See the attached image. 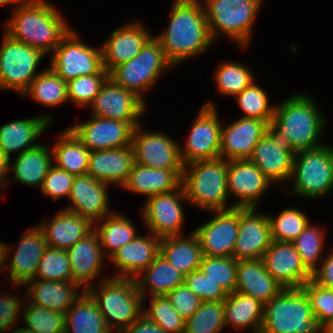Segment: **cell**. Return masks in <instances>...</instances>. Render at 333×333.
<instances>
[{
	"label": "cell",
	"mask_w": 333,
	"mask_h": 333,
	"mask_svg": "<svg viewBox=\"0 0 333 333\" xmlns=\"http://www.w3.org/2000/svg\"><path fill=\"white\" fill-rule=\"evenodd\" d=\"M301 288L309 299L314 317L329 332L333 328V289L320 286L312 279Z\"/></svg>",
	"instance_id": "51"
},
{
	"label": "cell",
	"mask_w": 333,
	"mask_h": 333,
	"mask_svg": "<svg viewBox=\"0 0 333 333\" xmlns=\"http://www.w3.org/2000/svg\"><path fill=\"white\" fill-rule=\"evenodd\" d=\"M289 193L301 198L319 199L333 191V146L325 143L295 153Z\"/></svg>",
	"instance_id": "8"
},
{
	"label": "cell",
	"mask_w": 333,
	"mask_h": 333,
	"mask_svg": "<svg viewBox=\"0 0 333 333\" xmlns=\"http://www.w3.org/2000/svg\"><path fill=\"white\" fill-rule=\"evenodd\" d=\"M172 67L159 41L152 36L133 59L115 67L109 77L116 84L133 92L147 105L144 93Z\"/></svg>",
	"instance_id": "9"
},
{
	"label": "cell",
	"mask_w": 333,
	"mask_h": 333,
	"mask_svg": "<svg viewBox=\"0 0 333 333\" xmlns=\"http://www.w3.org/2000/svg\"><path fill=\"white\" fill-rule=\"evenodd\" d=\"M24 287H26L25 294L31 304L57 311L62 314H65L85 291L82 290L83 288L80 285L72 281L32 279L28 281Z\"/></svg>",
	"instance_id": "31"
},
{
	"label": "cell",
	"mask_w": 333,
	"mask_h": 333,
	"mask_svg": "<svg viewBox=\"0 0 333 333\" xmlns=\"http://www.w3.org/2000/svg\"><path fill=\"white\" fill-rule=\"evenodd\" d=\"M225 303V324L253 333H260L263 323L264 304L250 295L233 292L228 294Z\"/></svg>",
	"instance_id": "37"
},
{
	"label": "cell",
	"mask_w": 333,
	"mask_h": 333,
	"mask_svg": "<svg viewBox=\"0 0 333 333\" xmlns=\"http://www.w3.org/2000/svg\"><path fill=\"white\" fill-rule=\"evenodd\" d=\"M150 301V307L143 309L144 316L155 322L167 333L185 331L186 320L175 310L166 295L151 296Z\"/></svg>",
	"instance_id": "49"
},
{
	"label": "cell",
	"mask_w": 333,
	"mask_h": 333,
	"mask_svg": "<svg viewBox=\"0 0 333 333\" xmlns=\"http://www.w3.org/2000/svg\"><path fill=\"white\" fill-rule=\"evenodd\" d=\"M24 0H0V6H7V5H15L18 6L20 5Z\"/></svg>",
	"instance_id": "61"
},
{
	"label": "cell",
	"mask_w": 333,
	"mask_h": 333,
	"mask_svg": "<svg viewBox=\"0 0 333 333\" xmlns=\"http://www.w3.org/2000/svg\"><path fill=\"white\" fill-rule=\"evenodd\" d=\"M268 123L253 118H239L221 129L220 158L227 161L249 159L254 147L267 132Z\"/></svg>",
	"instance_id": "23"
},
{
	"label": "cell",
	"mask_w": 333,
	"mask_h": 333,
	"mask_svg": "<svg viewBox=\"0 0 333 333\" xmlns=\"http://www.w3.org/2000/svg\"><path fill=\"white\" fill-rule=\"evenodd\" d=\"M72 272V282L80 285L83 290L93 286L94 280L101 277L105 255L99 235L93 230L86 237L77 241L66 250Z\"/></svg>",
	"instance_id": "24"
},
{
	"label": "cell",
	"mask_w": 333,
	"mask_h": 333,
	"mask_svg": "<svg viewBox=\"0 0 333 333\" xmlns=\"http://www.w3.org/2000/svg\"><path fill=\"white\" fill-rule=\"evenodd\" d=\"M50 55L49 67L66 82L82 75L109 74L103 67L101 45L83 42L73 28Z\"/></svg>",
	"instance_id": "11"
},
{
	"label": "cell",
	"mask_w": 333,
	"mask_h": 333,
	"mask_svg": "<svg viewBox=\"0 0 333 333\" xmlns=\"http://www.w3.org/2000/svg\"><path fill=\"white\" fill-rule=\"evenodd\" d=\"M99 287L93 285L86 291L96 301L109 329L121 333L142 314V294L134 278L101 277Z\"/></svg>",
	"instance_id": "5"
},
{
	"label": "cell",
	"mask_w": 333,
	"mask_h": 333,
	"mask_svg": "<svg viewBox=\"0 0 333 333\" xmlns=\"http://www.w3.org/2000/svg\"><path fill=\"white\" fill-rule=\"evenodd\" d=\"M215 102L207 101L194 119L184 146L180 144L183 165L220 157L222 123Z\"/></svg>",
	"instance_id": "12"
},
{
	"label": "cell",
	"mask_w": 333,
	"mask_h": 333,
	"mask_svg": "<svg viewBox=\"0 0 333 333\" xmlns=\"http://www.w3.org/2000/svg\"><path fill=\"white\" fill-rule=\"evenodd\" d=\"M305 93H295L276 104L273 120L267 126V132L275 140L282 141L295 152L325 144L321 136L327 123L326 117L315 99Z\"/></svg>",
	"instance_id": "1"
},
{
	"label": "cell",
	"mask_w": 333,
	"mask_h": 333,
	"mask_svg": "<svg viewBox=\"0 0 333 333\" xmlns=\"http://www.w3.org/2000/svg\"><path fill=\"white\" fill-rule=\"evenodd\" d=\"M56 138L52 146L54 165L74 176L87 174L90 151L69 128Z\"/></svg>",
	"instance_id": "39"
},
{
	"label": "cell",
	"mask_w": 333,
	"mask_h": 333,
	"mask_svg": "<svg viewBox=\"0 0 333 333\" xmlns=\"http://www.w3.org/2000/svg\"><path fill=\"white\" fill-rule=\"evenodd\" d=\"M75 176L65 170L57 168L54 164L49 168V171L44 178L41 193L45 196H50L54 201L69 197Z\"/></svg>",
	"instance_id": "54"
},
{
	"label": "cell",
	"mask_w": 333,
	"mask_h": 333,
	"mask_svg": "<svg viewBox=\"0 0 333 333\" xmlns=\"http://www.w3.org/2000/svg\"><path fill=\"white\" fill-rule=\"evenodd\" d=\"M109 74L82 75L67 82L68 100L78 107L90 106Z\"/></svg>",
	"instance_id": "52"
},
{
	"label": "cell",
	"mask_w": 333,
	"mask_h": 333,
	"mask_svg": "<svg viewBox=\"0 0 333 333\" xmlns=\"http://www.w3.org/2000/svg\"><path fill=\"white\" fill-rule=\"evenodd\" d=\"M135 163L132 145L90 152L87 174L108 185L122 187Z\"/></svg>",
	"instance_id": "28"
},
{
	"label": "cell",
	"mask_w": 333,
	"mask_h": 333,
	"mask_svg": "<svg viewBox=\"0 0 333 333\" xmlns=\"http://www.w3.org/2000/svg\"><path fill=\"white\" fill-rule=\"evenodd\" d=\"M139 124L134 128L131 145L135 162L143 166L164 170H183L180 157V142L170 135L144 131Z\"/></svg>",
	"instance_id": "14"
},
{
	"label": "cell",
	"mask_w": 333,
	"mask_h": 333,
	"mask_svg": "<svg viewBox=\"0 0 333 333\" xmlns=\"http://www.w3.org/2000/svg\"><path fill=\"white\" fill-rule=\"evenodd\" d=\"M260 333H326L302 288H284L264 304Z\"/></svg>",
	"instance_id": "6"
},
{
	"label": "cell",
	"mask_w": 333,
	"mask_h": 333,
	"mask_svg": "<svg viewBox=\"0 0 333 333\" xmlns=\"http://www.w3.org/2000/svg\"><path fill=\"white\" fill-rule=\"evenodd\" d=\"M226 328L224 301H204L185 322L186 333H221Z\"/></svg>",
	"instance_id": "43"
},
{
	"label": "cell",
	"mask_w": 333,
	"mask_h": 333,
	"mask_svg": "<svg viewBox=\"0 0 333 333\" xmlns=\"http://www.w3.org/2000/svg\"><path fill=\"white\" fill-rule=\"evenodd\" d=\"M13 251V249L10 248V245L8 246L4 242L0 241V272L3 273V269L8 268V256L11 254L10 252ZM6 267V268H5Z\"/></svg>",
	"instance_id": "60"
},
{
	"label": "cell",
	"mask_w": 333,
	"mask_h": 333,
	"mask_svg": "<svg viewBox=\"0 0 333 333\" xmlns=\"http://www.w3.org/2000/svg\"><path fill=\"white\" fill-rule=\"evenodd\" d=\"M185 276L177 271L161 254L136 278L138 291L143 301L146 296L167 295L184 283ZM148 292V293H147Z\"/></svg>",
	"instance_id": "36"
},
{
	"label": "cell",
	"mask_w": 333,
	"mask_h": 333,
	"mask_svg": "<svg viewBox=\"0 0 333 333\" xmlns=\"http://www.w3.org/2000/svg\"><path fill=\"white\" fill-rule=\"evenodd\" d=\"M28 229L20 238L19 244L9 263V279L12 286H24L34 279L40 259L48 247L45 234L37 225Z\"/></svg>",
	"instance_id": "26"
},
{
	"label": "cell",
	"mask_w": 333,
	"mask_h": 333,
	"mask_svg": "<svg viewBox=\"0 0 333 333\" xmlns=\"http://www.w3.org/2000/svg\"><path fill=\"white\" fill-rule=\"evenodd\" d=\"M13 294L5 291L0 293V333H5L7 330L11 333L13 327L20 322V313L22 314L26 299L19 297V294Z\"/></svg>",
	"instance_id": "55"
},
{
	"label": "cell",
	"mask_w": 333,
	"mask_h": 333,
	"mask_svg": "<svg viewBox=\"0 0 333 333\" xmlns=\"http://www.w3.org/2000/svg\"><path fill=\"white\" fill-rule=\"evenodd\" d=\"M182 174L183 170L156 169L135 162L122 188L150 198L178 189Z\"/></svg>",
	"instance_id": "33"
},
{
	"label": "cell",
	"mask_w": 333,
	"mask_h": 333,
	"mask_svg": "<svg viewBox=\"0 0 333 333\" xmlns=\"http://www.w3.org/2000/svg\"><path fill=\"white\" fill-rule=\"evenodd\" d=\"M167 29L154 36L175 67L188 58L200 56L214 43L202 0H175Z\"/></svg>",
	"instance_id": "2"
},
{
	"label": "cell",
	"mask_w": 333,
	"mask_h": 333,
	"mask_svg": "<svg viewBox=\"0 0 333 333\" xmlns=\"http://www.w3.org/2000/svg\"><path fill=\"white\" fill-rule=\"evenodd\" d=\"M234 97L243 111L242 118L259 119L267 123L273 120L275 105L269 104L266 91L255 80Z\"/></svg>",
	"instance_id": "45"
},
{
	"label": "cell",
	"mask_w": 333,
	"mask_h": 333,
	"mask_svg": "<svg viewBox=\"0 0 333 333\" xmlns=\"http://www.w3.org/2000/svg\"><path fill=\"white\" fill-rule=\"evenodd\" d=\"M0 46V90L22 95L39 73L37 68L46 57L40 50L14 40L5 32Z\"/></svg>",
	"instance_id": "10"
},
{
	"label": "cell",
	"mask_w": 333,
	"mask_h": 333,
	"mask_svg": "<svg viewBox=\"0 0 333 333\" xmlns=\"http://www.w3.org/2000/svg\"><path fill=\"white\" fill-rule=\"evenodd\" d=\"M228 161L223 158L198 160L184 165L182 183L188 204L203 211H226Z\"/></svg>",
	"instance_id": "4"
},
{
	"label": "cell",
	"mask_w": 333,
	"mask_h": 333,
	"mask_svg": "<svg viewBox=\"0 0 333 333\" xmlns=\"http://www.w3.org/2000/svg\"><path fill=\"white\" fill-rule=\"evenodd\" d=\"M11 333H36V332L27 330L26 328H24L22 326H20V327L16 326Z\"/></svg>",
	"instance_id": "62"
},
{
	"label": "cell",
	"mask_w": 333,
	"mask_h": 333,
	"mask_svg": "<svg viewBox=\"0 0 333 333\" xmlns=\"http://www.w3.org/2000/svg\"><path fill=\"white\" fill-rule=\"evenodd\" d=\"M184 284L193 291L202 302L225 301L228 293L217 283L208 278L200 269L185 276Z\"/></svg>",
	"instance_id": "53"
},
{
	"label": "cell",
	"mask_w": 333,
	"mask_h": 333,
	"mask_svg": "<svg viewBox=\"0 0 333 333\" xmlns=\"http://www.w3.org/2000/svg\"><path fill=\"white\" fill-rule=\"evenodd\" d=\"M272 241L292 242L307 227L310 220L306 213L298 208H286L277 216L268 214Z\"/></svg>",
	"instance_id": "46"
},
{
	"label": "cell",
	"mask_w": 333,
	"mask_h": 333,
	"mask_svg": "<svg viewBox=\"0 0 333 333\" xmlns=\"http://www.w3.org/2000/svg\"><path fill=\"white\" fill-rule=\"evenodd\" d=\"M89 174L75 176L69 194L71 205L64 209L87 217L93 223L113 213L110 208L108 188Z\"/></svg>",
	"instance_id": "22"
},
{
	"label": "cell",
	"mask_w": 333,
	"mask_h": 333,
	"mask_svg": "<svg viewBox=\"0 0 333 333\" xmlns=\"http://www.w3.org/2000/svg\"><path fill=\"white\" fill-rule=\"evenodd\" d=\"M92 116L120 121H141L147 105L133 92L116 84L110 77L89 106Z\"/></svg>",
	"instance_id": "19"
},
{
	"label": "cell",
	"mask_w": 333,
	"mask_h": 333,
	"mask_svg": "<svg viewBox=\"0 0 333 333\" xmlns=\"http://www.w3.org/2000/svg\"><path fill=\"white\" fill-rule=\"evenodd\" d=\"M209 213L212 214V219L193 230L198 237L203 255L233 257L239 231V208Z\"/></svg>",
	"instance_id": "16"
},
{
	"label": "cell",
	"mask_w": 333,
	"mask_h": 333,
	"mask_svg": "<svg viewBox=\"0 0 333 333\" xmlns=\"http://www.w3.org/2000/svg\"><path fill=\"white\" fill-rule=\"evenodd\" d=\"M144 26L142 21L126 23L112 31L101 45L103 67L108 73L133 59L153 36Z\"/></svg>",
	"instance_id": "21"
},
{
	"label": "cell",
	"mask_w": 333,
	"mask_h": 333,
	"mask_svg": "<svg viewBox=\"0 0 333 333\" xmlns=\"http://www.w3.org/2000/svg\"><path fill=\"white\" fill-rule=\"evenodd\" d=\"M262 260L267 272L285 288H301L312 279L292 242L272 241Z\"/></svg>",
	"instance_id": "20"
},
{
	"label": "cell",
	"mask_w": 333,
	"mask_h": 333,
	"mask_svg": "<svg viewBox=\"0 0 333 333\" xmlns=\"http://www.w3.org/2000/svg\"><path fill=\"white\" fill-rule=\"evenodd\" d=\"M263 0H203L210 35L215 42L221 34L247 48Z\"/></svg>",
	"instance_id": "7"
},
{
	"label": "cell",
	"mask_w": 333,
	"mask_h": 333,
	"mask_svg": "<svg viewBox=\"0 0 333 333\" xmlns=\"http://www.w3.org/2000/svg\"><path fill=\"white\" fill-rule=\"evenodd\" d=\"M65 333H113L96 301L85 290L64 314Z\"/></svg>",
	"instance_id": "38"
},
{
	"label": "cell",
	"mask_w": 333,
	"mask_h": 333,
	"mask_svg": "<svg viewBox=\"0 0 333 333\" xmlns=\"http://www.w3.org/2000/svg\"><path fill=\"white\" fill-rule=\"evenodd\" d=\"M142 235L138 234L109 258L118 270L111 277L135 279L160 254L161 238L150 232Z\"/></svg>",
	"instance_id": "27"
},
{
	"label": "cell",
	"mask_w": 333,
	"mask_h": 333,
	"mask_svg": "<svg viewBox=\"0 0 333 333\" xmlns=\"http://www.w3.org/2000/svg\"><path fill=\"white\" fill-rule=\"evenodd\" d=\"M22 326L36 333H65L64 314L31 304L27 297L22 310Z\"/></svg>",
	"instance_id": "47"
},
{
	"label": "cell",
	"mask_w": 333,
	"mask_h": 333,
	"mask_svg": "<svg viewBox=\"0 0 333 333\" xmlns=\"http://www.w3.org/2000/svg\"><path fill=\"white\" fill-rule=\"evenodd\" d=\"M14 162L9 163V172H13V178L8 179V185L13 181L30 187L41 189L44 178L49 168L53 165V153L51 147L45 144L23 151L16 155ZM11 180V182H10Z\"/></svg>",
	"instance_id": "34"
},
{
	"label": "cell",
	"mask_w": 333,
	"mask_h": 333,
	"mask_svg": "<svg viewBox=\"0 0 333 333\" xmlns=\"http://www.w3.org/2000/svg\"><path fill=\"white\" fill-rule=\"evenodd\" d=\"M325 232L323 228L311 222L304 231L294 240L292 244L301 257L305 267L313 273L323 260V248L325 247Z\"/></svg>",
	"instance_id": "44"
},
{
	"label": "cell",
	"mask_w": 333,
	"mask_h": 333,
	"mask_svg": "<svg viewBox=\"0 0 333 333\" xmlns=\"http://www.w3.org/2000/svg\"><path fill=\"white\" fill-rule=\"evenodd\" d=\"M38 226L45 234L49 247L63 250L69 249L94 230V223L87 217L64 208L52 220L44 219Z\"/></svg>",
	"instance_id": "29"
},
{
	"label": "cell",
	"mask_w": 333,
	"mask_h": 333,
	"mask_svg": "<svg viewBox=\"0 0 333 333\" xmlns=\"http://www.w3.org/2000/svg\"><path fill=\"white\" fill-rule=\"evenodd\" d=\"M10 159L0 150V187H8Z\"/></svg>",
	"instance_id": "59"
},
{
	"label": "cell",
	"mask_w": 333,
	"mask_h": 333,
	"mask_svg": "<svg viewBox=\"0 0 333 333\" xmlns=\"http://www.w3.org/2000/svg\"><path fill=\"white\" fill-rule=\"evenodd\" d=\"M36 280L72 281V272L66 250L47 247L39 261Z\"/></svg>",
	"instance_id": "48"
},
{
	"label": "cell",
	"mask_w": 333,
	"mask_h": 333,
	"mask_svg": "<svg viewBox=\"0 0 333 333\" xmlns=\"http://www.w3.org/2000/svg\"><path fill=\"white\" fill-rule=\"evenodd\" d=\"M273 184L249 159L230 160L227 169V192L238 200L234 208H258L259 201Z\"/></svg>",
	"instance_id": "17"
},
{
	"label": "cell",
	"mask_w": 333,
	"mask_h": 333,
	"mask_svg": "<svg viewBox=\"0 0 333 333\" xmlns=\"http://www.w3.org/2000/svg\"><path fill=\"white\" fill-rule=\"evenodd\" d=\"M199 269L228 294L235 292L237 261L233 257H209L204 255Z\"/></svg>",
	"instance_id": "50"
},
{
	"label": "cell",
	"mask_w": 333,
	"mask_h": 333,
	"mask_svg": "<svg viewBox=\"0 0 333 333\" xmlns=\"http://www.w3.org/2000/svg\"><path fill=\"white\" fill-rule=\"evenodd\" d=\"M320 266L312 273V280L328 289H333V252L327 254Z\"/></svg>",
	"instance_id": "57"
},
{
	"label": "cell",
	"mask_w": 333,
	"mask_h": 333,
	"mask_svg": "<svg viewBox=\"0 0 333 333\" xmlns=\"http://www.w3.org/2000/svg\"><path fill=\"white\" fill-rule=\"evenodd\" d=\"M54 115L17 119L0 126V150L10 159L11 154H21L38 144L35 142L51 125Z\"/></svg>",
	"instance_id": "30"
},
{
	"label": "cell",
	"mask_w": 333,
	"mask_h": 333,
	"mask_svg": "<svg viewBox=\"0 0 333 333\" xmlns=\"http://www.w3.org/2000/svg\"><path fill=\"white\" fill-rule=\"evenodd\" d=\"M258 208H239V231L233 258L238 261L262 259L272 243L268 214Z\"/></svg>",
	"instance_id": "18"
},
{
	"label": "cell",
	"mask_w": 333,
	"mask_h": 333,
	"mask_svg": "<svg viewBox=\"0 0 333 333\" xmlns=\"http://www.w3.org/2000/svg\"><path fill=\"white\" fill-rule=\"evenodd\" d=\"M160 254L180 273L187 276L199 269L203 252L197 235L167 236L160 240Z\"/></svg>",
	"instance_id": "35"
},
{
	"label": "cell",
	"mask_w": 333,
	"mask_h": 333,
	"mask_svg": "<svg viewBox=\"0 0 333 333\" xmlns=\"http://www.w3.org/2000/svg\"><path fill=\"white\" fill-rule=\"evenodd\" d=\"M121 333H167L155 322L150 321L142 314L136 321L124 329Z\"/></svg>",
	"instance_id": "58"
},
{
	"label": "cell",
	"mask_w": 333,
	"mask_h": 333,
	"mask_svg": "<svg viewBox=\"0 0 333 333\" xmlns=\"http://www.w3.org/2000/svg\"><path fill=\"white\" fill-rule=\"evenodd\" d=\"M136 228L131 219L117 211L95 222L94 230L99 235L105 257L109 259L123 245L135 239L138 236Z\"/></svg>",
	"instance_id": "40"
},
{
	"label": "cell",
	"mask_w": 333,
	"mask_h": 333,
	"mask_svg": "<svg viewBox=\"0 0 333 333\" xmlns=\"http://www.w3.org/2000/svg\"><path fill=\"white\" fill-rule=\"evenodd\" d=\"M295 151L290 150L282 141L275 140L268 132L254 147L249 158L272 184H283L293 171Z\"/></svg>",
	"instance_id": "25"
},
{
	"label": "cell",
	"mask_w": 333,
	"mask_h": 333,
	"mask_svg": "<svg viewBox=\"0 0 333 333\" xmlns=\"http://www.w3.org/2000/svg\"><path fill=\"white\" fill-rule=\"evenodd\" d=\"M284 288L267 272L262 259L237 262L235 291L250 295L266 304Z\"/></svg>",
	"instance_id": "32"
},
{
	"label": "cell",
	"mask_w": 333,
	"mask_h": 333,
	"mask_svg": "<svg viewBox=\"0 0 333 333\" xmlns=\"http://www.w3.org/2000/svg\"><path fill=\"white\" fill-rule=\"evenodd\" d=\"M247 65L228 61L222 62L214 71V82L221 95L235 96L256 78Z\"/></svg>",
	"instance_id": "42"
},
{
	"label": "cell",
	"mask_w": 333,
	"mask_h": 333,
	"mask_svg": "<svg viewBox=\"0 0 333 333\" xmlns=\"http://www.w3.org/2000/svg\"><path fill=\"white\" fill-rule=\"evenodd\" d=\"M60 10L47 0H24L13 8L4 32L16 41L51 54L72 29Z\"/></svg>",
	"instance_id": "3"
},
{
	"label": "cell",
	"mask_w": 333,
	"mask_h": 333,
	"mask_svg": "<svg viewBox=\"0 0 333 333\" xmlns=\"http://www.w3.org/2000/svg\"><path fill=\"white\" fill-rule=\"evenodd\" d=\"M140 121H120L92 116L69 129L90 151L122 148L131 145L134 128Z\"/></svg>",
	"instance_id": "15"
},
{
	"label": "cell",
	"mask_w": 333,
	"mask_h": 333,
	"mask_svg": "<svg viewBox=\"0 0 333 333\" xmlns=\"http://www.w3.org/2000/svg\"><path fill=\"white\" fill-rule=\"evenodd\" d=\"M184 201L188 202L182 185L172 192L147 198L141 213L147 232L160 238L182 235L186 223Z\"/></svg>",
	"instance_id": "13"
},
{
	"label": "cell",
	"mask_w": 333,
	"mask_h": 333,
	"mask_svg": "<svg viewBox=\"0 0 333 333\" xmlns=\"http://www.w3.org/2000/svg\"><path fill=\"white\" fill-rule=\"evenodd\" d=\"M166 296L175 310L185 320L193 315L202 302L184 283L170 291Z\"/></svg>",
	"instance_id": "56"
},
{
	"label": "cell",
	"mask_w": 333,
	"mask_h": 333,
	"mask_svg": "<svg viewBox=\"0 0 333 333\" xmlns=\"http://www.w3.org/2000/svg\"><path fill=\"white\" fill-rule=\"evenodd\" d=\"M31 82L21 97L29 96L40 105L53 108L68 100L67 82L60 78L49 66Z\"/></svg>",
	"instance_id": "41"
}]
</instances>
